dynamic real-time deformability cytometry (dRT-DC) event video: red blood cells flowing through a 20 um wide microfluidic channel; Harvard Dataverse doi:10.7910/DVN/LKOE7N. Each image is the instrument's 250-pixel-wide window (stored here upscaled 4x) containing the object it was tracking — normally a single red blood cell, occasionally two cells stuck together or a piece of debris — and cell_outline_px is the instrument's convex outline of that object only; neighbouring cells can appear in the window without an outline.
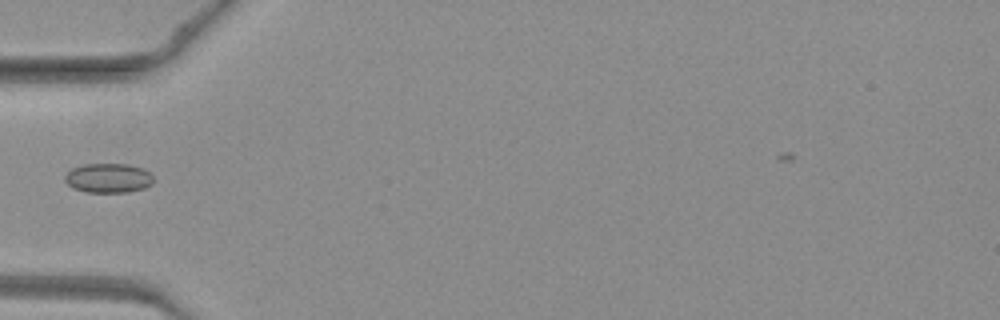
{"species": "common noctule bat (a hibernating species)", "species_latin": "Nyctalus noctula", "temperature_condition": "warm", "stored_images_in_passage": 31, "camera_frame_rate_fps": 3000, "um_per_image_px": 0.085, "animal": {"sex": "female", "body_mass_g": 19.3, "forearm_length_mm": 54.1}, "frame": {"image": 1, "passage_image": 1, "time_ms": 0.0, "image_size_px": [1000, 320], "cell_outline_px": [[156, 180], [152, 184], [144, 188], [128, 192], [88, 192], [72, 188], [64, 180], [64, 176], [72, 168], [84, 164], [128, 164], [144, 168]], "centroid_in_image_um": [9.23, 15.13], "position_along_channel_um": 75.8, "area_um2": 15.32}}
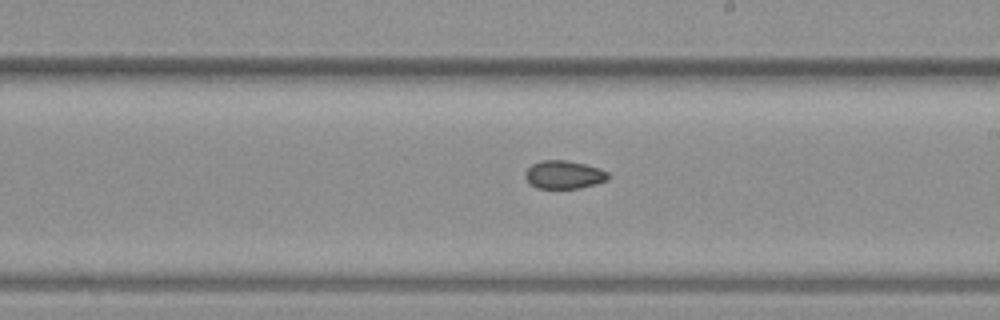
{"frame": {"image": 2, "passage_image": 12, "time_ms": 3.667, "image_size_px": [1000, 320], "cell_outline_px": [[608, 180], [596, 184], [580, 188], [536, 188], [524, 176], [524, 172], [532, 164], [540, 160], [564, 160], [584, 164], [600, 168], [608, 172]], "centroid_in_image_um": [47.94, 14.84], "position_along_channel_um": 241.1, "area_um2": 13.58}}
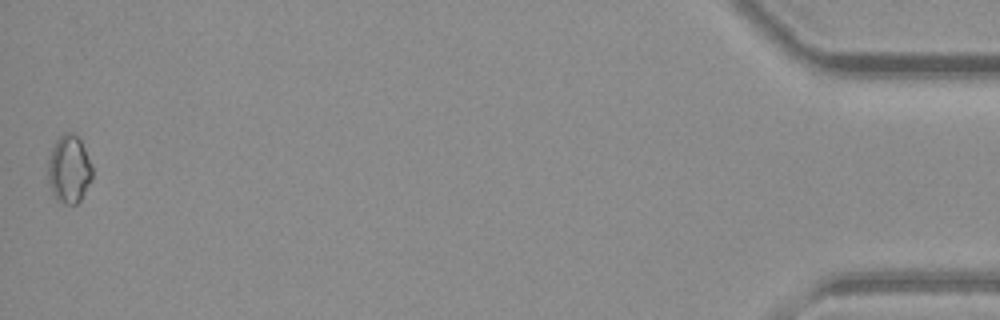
{"frame": {"image": 3, "passage_image": 31, "time_ms": 10.0, "image_size_px": [1000, 320], "cell_outline_px": [[92, 180], [80, 200], [76, 204], [64, 204], [56, 200], [52, 192], [48, 180], [48, 160], [52, 148], [56, 140], [64, 132], [72, 132], [80, 140], [92, 164]], "centroid_in_image_um": [5.87, 14.39], "position_along_channel_um": 429.3, "area_um2": 17.57}}